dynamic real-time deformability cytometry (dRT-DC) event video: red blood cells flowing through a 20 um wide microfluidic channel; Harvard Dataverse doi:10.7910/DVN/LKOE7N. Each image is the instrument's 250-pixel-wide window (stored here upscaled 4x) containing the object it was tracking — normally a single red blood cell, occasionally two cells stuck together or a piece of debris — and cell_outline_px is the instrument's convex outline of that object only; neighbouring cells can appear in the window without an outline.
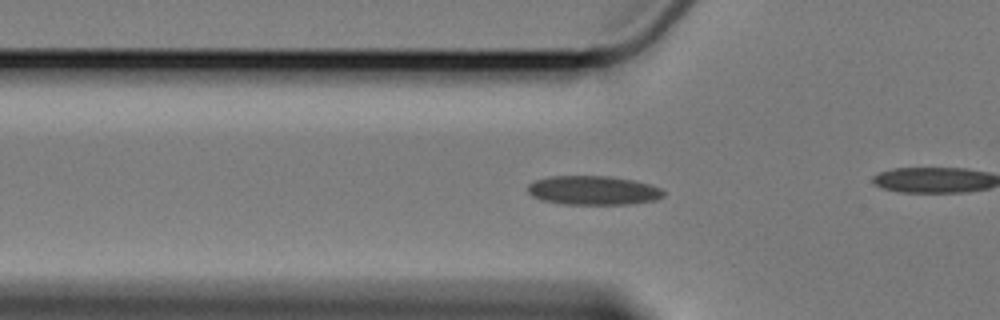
{"species": "Egyptian fruit bat (a non-hibernating species)", "species_latin": "Rousettus aegyptiacus", "temperature_condition": "cold", "stored_images_in_passage": 33, "camera_frame_rate_fps": 3000, "um_per_image_px": 0.085, "animal": {"sex": "female"}, "frame": {"image": 1, "passage_image": 5, "time_ms": 1.333, "image_size_px": [1000, 320], "cell_outline_px": [[664, 196], [656, 200], [628, 204], [564, 204], [544, 200], [532, 196], [528, 192], [528, 184], [536, 180], [552, 176], [608, 176], [632, 180], [648, 184], [660, 188], [664, 192]], "centroid_in_image_um": [50.42, 16.18], "position_along_channel_um": 75.4, "area_um2": 22.77}}
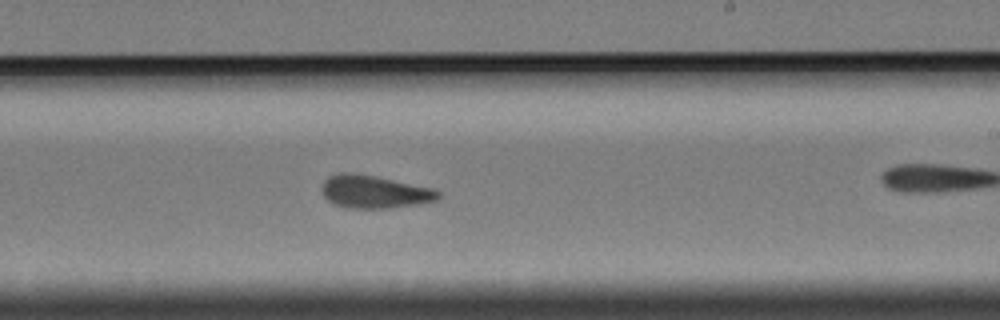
{"frame": {"image": 2, "passage_image": 21, "time_ms": 6.667, "image_size_px": [1000, 320], "cell_outline_px": [[440, 196], [436, 200], [416, 204], [388, 208], [348, 208], [332, 204], [324, 196], [320, 188], [324, 180], [328, 176], [340, 172], [352, 172], [376, 176], [432, 188], [440, 192]], "centroid_in_image_um": [31.76, 16.29], "position_along_channel_um": 257.2, "area_um2": 22.37}}
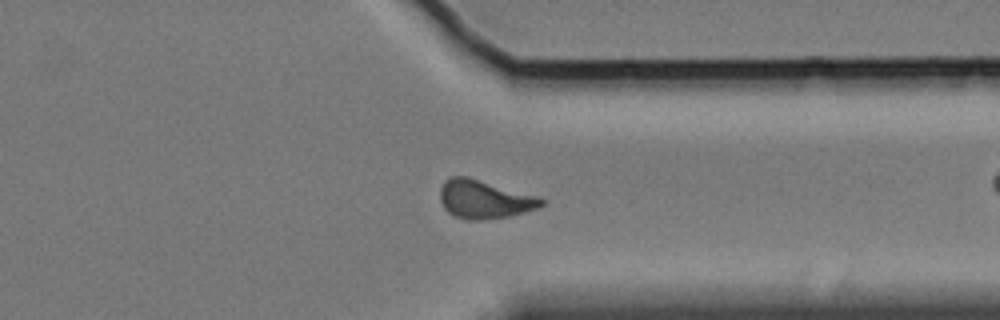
{"frame": {"image": 3, "passage_image": 31, "time_ms": 10.0, "image_size_px": [1000, 320], "cell_outline_px": [[544, 204], [536, 208], [524, 212], [508, 216], [480, 220], [468, 220], [456, 216], [448, 212], [444, 208], [440, 200], [440, 188], [444, 180], [452, 176], [468, 176], [536, 196], [544, 200]], "centroid_in_image_um": [41.12, 16.93], "position_along_channel_um": 370.3, "area_um2": 22.48}}